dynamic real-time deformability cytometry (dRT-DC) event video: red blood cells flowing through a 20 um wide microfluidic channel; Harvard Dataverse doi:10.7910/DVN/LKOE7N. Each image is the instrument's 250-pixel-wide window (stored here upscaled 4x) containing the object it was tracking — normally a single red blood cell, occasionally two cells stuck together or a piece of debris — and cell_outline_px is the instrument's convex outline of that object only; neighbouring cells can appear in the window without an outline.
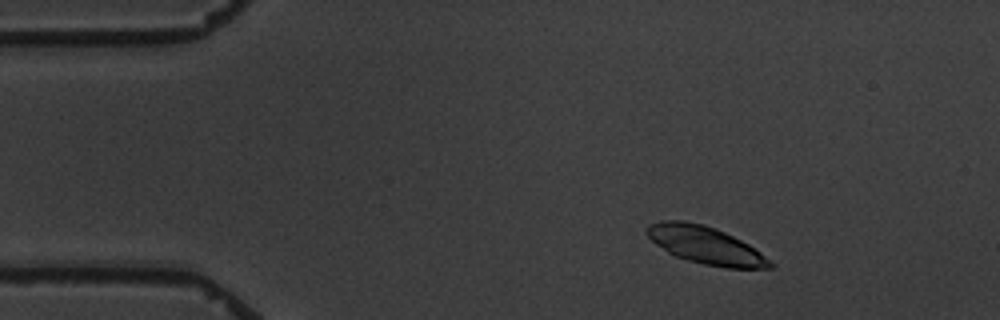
{"species": "common noctule bat (a hibernating species)", "species_latin": "Nyctalus noctula", "temperature_condition": "warm", "stored_images_in_passage": 3, "camera_frame_rate_fps": 3000, "um_per_image_px": 0.085, "animal": {"sex": "male", "body_mass_g": 19.5, "forearm_length_mm": 54.6}, "frame": {"image": 1, "passage_image": 1, "time_ms": 0.0, "image_size_px": [1000, 320], "cell_outline_px": [[772, 268], [728, 268], [704, 264], [688, 260], [676, 256], [668, 252], [656, 244], [648, 236], [648, 224], [660, 220], [684, 220], [704, 224], [724, 232], [748, 244], [760, 252], [772, 264]], "centroid_in_image_um": [59.94, 20.82], "position_along_channel_um": 25.1, "area_um2": 26.47}}